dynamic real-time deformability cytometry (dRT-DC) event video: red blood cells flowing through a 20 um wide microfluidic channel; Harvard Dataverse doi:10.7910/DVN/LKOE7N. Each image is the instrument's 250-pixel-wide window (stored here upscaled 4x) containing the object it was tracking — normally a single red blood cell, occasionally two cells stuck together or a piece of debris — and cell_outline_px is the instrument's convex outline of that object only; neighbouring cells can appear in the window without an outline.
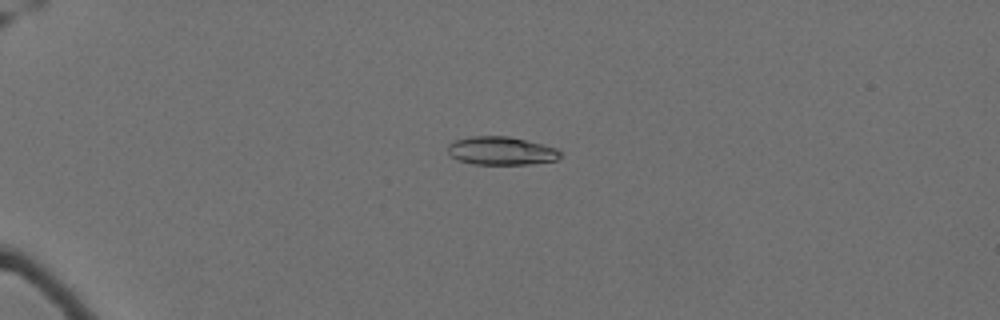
{"species": "Egyptian fruit bat (a non-hibernating species)", "species_latin": "Rousettus aegyptiacus", "temperature_condition": "cold", "stored_images_in_passage": 37, "camera_frame_rate_fps": 3000, "um_per_image_px": 0.085, "animal": {"sex": "female"}, "frame": {"image": 1, "passage_image": 18, "time_ms": 5.667, "image_size_px": [1000, 320], "cell_outline_px": [[560, 156], [556, 160], [532, 164], [476, 164], [460, 160], [452, 156], [448, 152], [448, 144], [456, 140], [472, 136], [508, 136], [544, 144], [556, 148], [560, 152]], "centroid_in_image_um": [42.63, 12.81], "position_along_channel_um": 42.4, "area_um2": 18.38}}
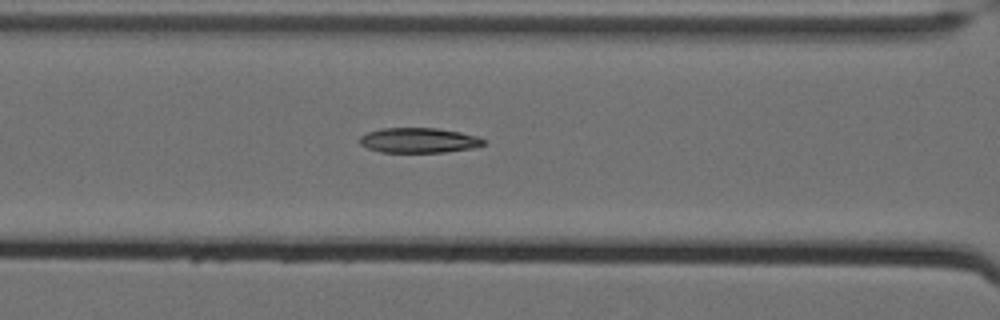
{"frame": {"image": 2, "passage_image": 30, "time_ms": 9.667, "image_size_px": [1000, 320], "cell_outline_px": [[484, 144], [476, 148], [444, 152], [380, 152], [368, 148], [360, 144], [360, 136], [368, 132], [380, 128], [436, 128], [460, 132], [476, 136], [484, 140]], "centroid_in_image_um": [35.59, 11.93], "position_along_channel_um": 131.0, "area_um2": 18.03}}
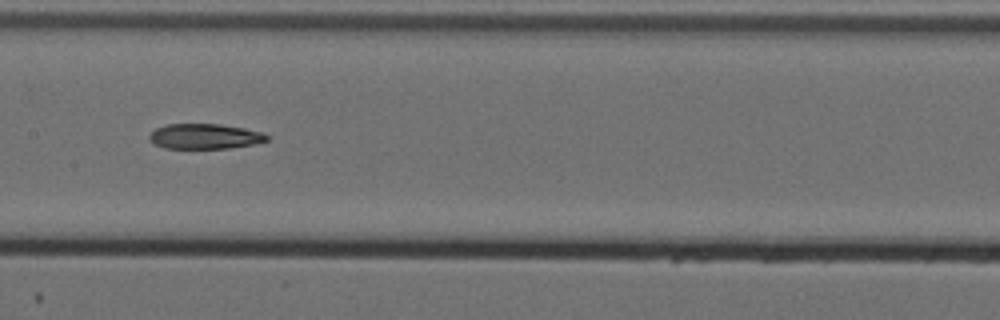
{"frame": {"image": 3, "passage_image": 35, "time_ms": 11.333, "image_size_px": [1000, 320], "cell_outline_px": [[268, 140], [256, 144], [228, 148], [164, 148], [156, 144], [148, 136], [156, 128], [164, 124], [220, 124], [244, 128], [264, 132], [268, 136]], "centroid_in_image_um": [17.44, 11.58], "position_along_channel_um": 190.0, "area_um2": 17.22}}